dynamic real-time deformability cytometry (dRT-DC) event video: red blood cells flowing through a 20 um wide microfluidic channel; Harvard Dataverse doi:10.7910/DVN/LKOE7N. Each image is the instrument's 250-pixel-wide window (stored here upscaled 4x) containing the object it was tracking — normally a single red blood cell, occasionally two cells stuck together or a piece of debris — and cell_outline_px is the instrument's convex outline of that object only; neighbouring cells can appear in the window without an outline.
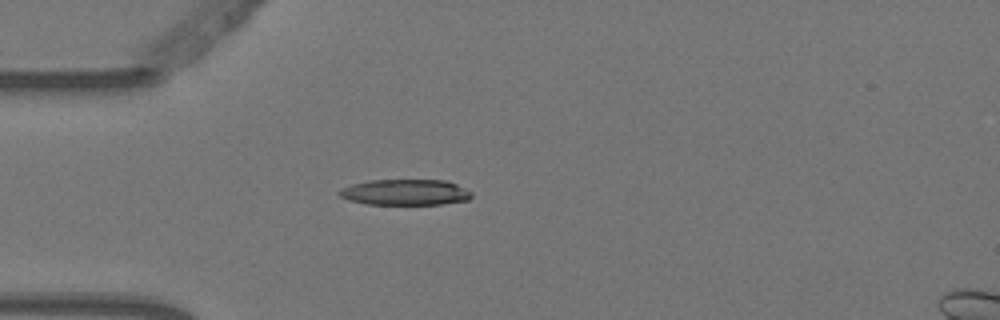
{"species": "Egyptian fruit bat (a non-hibernating species)", "species_latin": "Rousettus aegyptiacus", "temperature_condition": "warm", "stored_images_in_passage": 4, "camera_frame_rate_fps": 3000, "um_per_image_px": 0.085, "animal": {"sex": "female"}, "frame": {"image": 1, "passage_image": 3, "time_ms": 0.667, "image_size_px": [1000, 320], "cell_outline_px": [[472, 196], [468, 200], [444, 204], [368, 204], [348, 200], [340, 196], [336, 192], [352, 184], [368, 180], [444, 180], [456, 184], [472, 192]], "centroid_in_image_um": [34.45, 16.34], "position_along_channel_um": 50.5, "area_um2": 19.88}}